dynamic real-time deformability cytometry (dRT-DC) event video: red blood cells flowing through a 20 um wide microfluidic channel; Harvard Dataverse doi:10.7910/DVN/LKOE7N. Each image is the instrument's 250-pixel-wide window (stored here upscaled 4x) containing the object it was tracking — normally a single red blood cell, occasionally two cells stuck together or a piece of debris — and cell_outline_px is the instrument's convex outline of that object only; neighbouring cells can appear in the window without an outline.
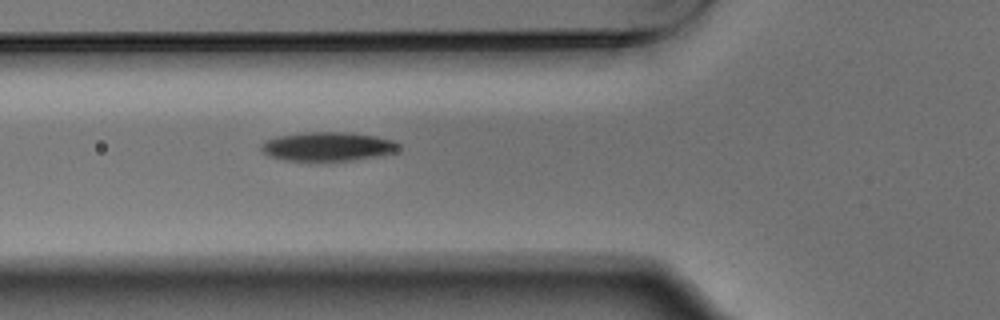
{"species": "Egyptian fruit bat (a non-hibernating species)", "species_latin": "Rousettus aegyptiacus", "temperature_condition": "warm", "stored_images_in_passage": 2, "camera_frame_rate_fps": 3000, "um_per_image_px": 0.085, "animal": {"sex": "male"}, "frame": {"image": 1, "passage_image": 2, "time_ms": 0.333, "image_size_px": [1000, 320], "cell_outline_px": [[400, 148], [396, 152], [376, 156], [332, 164], [316, 164], [284, 160], [268, 156], [260, 152], [260, 144], [264, 140], [276, 136], [304, 132], [352, 132], [376, 136], [396, 140], [400, 144]], "centroid_in_image_um": [27.81, 12.5], "position_along_channel_um": 98.0, "area_um2": 24.8}}